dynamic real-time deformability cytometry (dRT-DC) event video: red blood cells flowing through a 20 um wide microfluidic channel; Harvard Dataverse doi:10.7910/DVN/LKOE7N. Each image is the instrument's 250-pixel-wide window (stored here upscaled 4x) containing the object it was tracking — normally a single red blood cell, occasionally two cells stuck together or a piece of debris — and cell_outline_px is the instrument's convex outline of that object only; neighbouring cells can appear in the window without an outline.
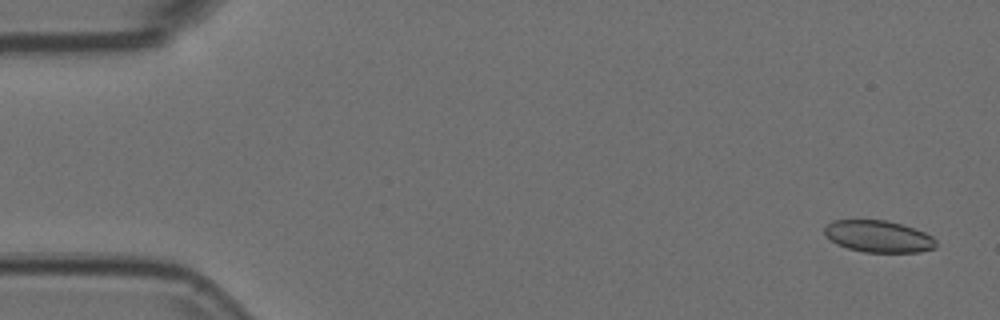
{"species": "Egyptian fruit bat (a non-hibernating species)", "species_latin": "Rousettus aegyptiacus", "temperature_condition": "room temperature", "stored_images_in_passage": 4, "camera_frame_rate_fps": 3000, "um_per_image_px": 0.085, "animal": {"sex": "female"}, "frame": {"image": 1, "passage_image": 1, "time_ms": 0.0, "image_size_px": [1000, 320], "cell_outline_px": [[936, 248], [920, 252], [864, 252], [848, 248], [836, 244], [824, 236], [824, 228], [832, 220], [884, 220], [900, 224], [924, 232], [932, 236], [936, 240]], "centroid_in_image_um": [74.64, 20.1], "position_along_channel_um": 10.4, "area_um2": 20.69}}
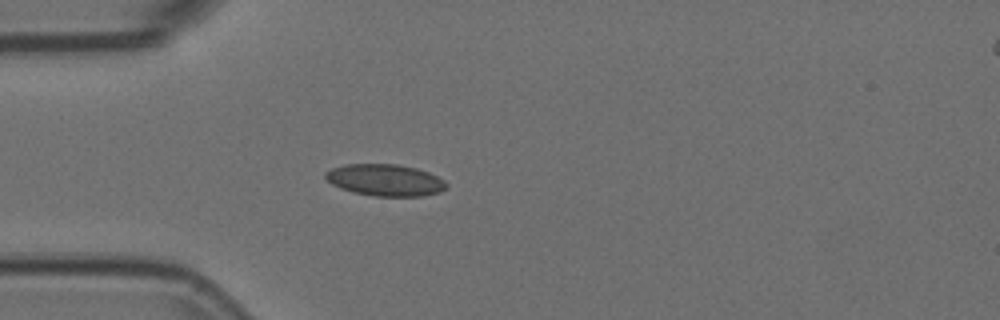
{"frame": {"image": 2, "passage_image": 4, "time_ms": 1.0, "image_size_px": [1000, 320], "cell_outline_px": [[448, 188], [440, 192], [424, 196], [376, 196], [352, 192], [340, 188], [332, 184], [324, 176], [324, 172], [332, 168], [344, 164], [396, 164], [416, 168], [428, 172], [444, 180], [448, 184]], "centroid_in_image_um": [32.75, 15.31], "position_along_channel_um": 52.3, "area_um2": 22.48}}